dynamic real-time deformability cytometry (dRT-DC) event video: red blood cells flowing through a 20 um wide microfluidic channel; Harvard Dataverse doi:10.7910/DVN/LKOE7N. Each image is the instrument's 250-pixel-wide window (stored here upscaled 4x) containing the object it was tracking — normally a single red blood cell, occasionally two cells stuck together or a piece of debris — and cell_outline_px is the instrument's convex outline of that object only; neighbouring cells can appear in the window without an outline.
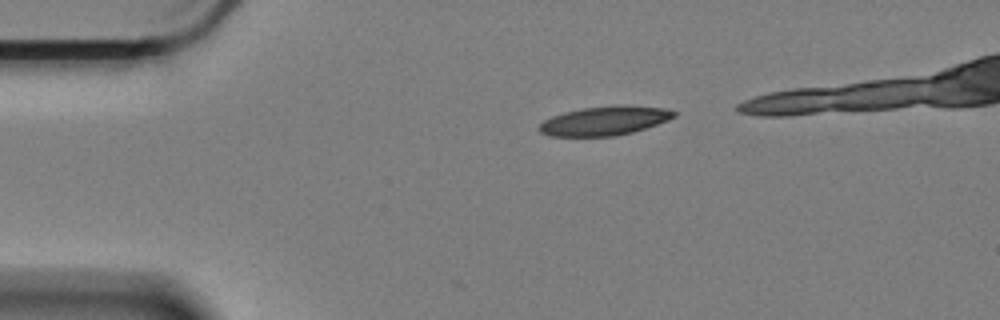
{"species": "Egyptian fruit bat (a non-hibernating species)", "species_latin": "Rousettus aegyptiacus", "temperature_condition": "cold", "stored_images_in_passage": 4, "camera_frame_rate_fps": 3000, "um_per_image_px": 0.085, "animal": {"sex": "female"}, "frame": {"image": 1, "passage_image": 1, "time_ms": 0.0, "image_size_px": [1000, 320], "cell_outline_px": [[676, 116], [668, 120], [632, 132], [616, 136], [548, 136], [540, 132], [536, 128], [544, 120], [552, 116], [564, 112], [584, 108], [612, 104], [628, 104], [664, 108], [676, 112]], "centroid_in_image_um": [51.38, 10.25], "position_along_channel_um": 33.6, "area_um2": 23.06}}